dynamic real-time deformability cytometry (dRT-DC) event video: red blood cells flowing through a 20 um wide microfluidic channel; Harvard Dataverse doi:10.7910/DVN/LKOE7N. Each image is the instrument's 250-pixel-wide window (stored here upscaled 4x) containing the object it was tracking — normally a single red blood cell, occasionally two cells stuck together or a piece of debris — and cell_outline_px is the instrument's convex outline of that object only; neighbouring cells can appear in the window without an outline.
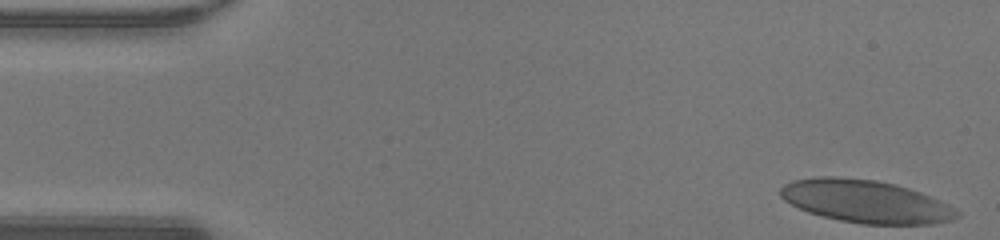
{"species": "human", "species_latin": "Homo sapiens", "temperature_condition": "warm", "stored_images_in_passage": 10, "camera_frame_rate_fps": 3000, "um_per_image_px": 0.085, "donor": {"sex": "male"}, "frame": {"image": 1, "passage_image": 1, "time_ms": 0.0, "image_size_px": [1000, 240], "cell_outline_px": [[960, 216], [952, 220], [932, 224], [860, 224], [840, 220], [808, 212], [784, 200], [780, 196], [780, 188], [784, 184], [792, 180], [816, 176], [836, 176], [876, 180], [896, 184], [920, 192], [940, 200], [948, 204], [960, 212]], "centroid_in_image_um": [73.59, 17.11], "position_along_channel_um": 11.4, "area_um2": 44.1}}